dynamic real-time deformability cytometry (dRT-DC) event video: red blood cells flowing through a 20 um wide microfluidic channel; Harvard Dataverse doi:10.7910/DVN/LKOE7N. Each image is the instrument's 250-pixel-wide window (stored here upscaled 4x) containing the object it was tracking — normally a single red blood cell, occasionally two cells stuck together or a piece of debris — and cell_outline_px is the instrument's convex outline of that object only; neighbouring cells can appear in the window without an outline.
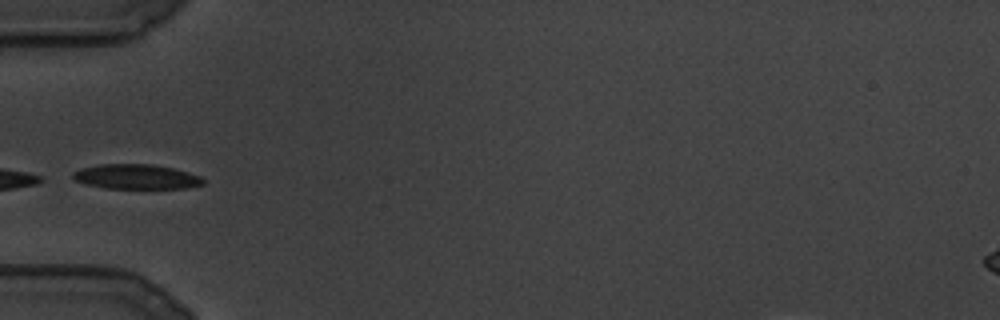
{"species": "common noctule bat (a hibernating species)", "species_latin": "Nyctalus noctula", "temperature_condition": "cold", "stored_images_in_passage": 3, "camera_frame_rate_fps": 3000, "um_per_image_px": 0.085, "animal": {"sex": "male", "body_mass_g": 19.5, "forearm_length_mm": 54.6}, "frame": {"image": 1, "passage_image": 1, "time_ms": 0.0, "image_size_px": [1000, 320], "cell_outline_px": [[204, 184], [184, 188], [104, 188], [88, 184], [76, 180], [72, 176], [72, 172], [80, 168], [100, 164], [152, 164], [172, 168], [188, 172], [200, 176], [204, 180]], "centroid_in_image_um": [11.57, 15.01], "position_along_channel_um": 73.4, "area_um2": 18.67}}